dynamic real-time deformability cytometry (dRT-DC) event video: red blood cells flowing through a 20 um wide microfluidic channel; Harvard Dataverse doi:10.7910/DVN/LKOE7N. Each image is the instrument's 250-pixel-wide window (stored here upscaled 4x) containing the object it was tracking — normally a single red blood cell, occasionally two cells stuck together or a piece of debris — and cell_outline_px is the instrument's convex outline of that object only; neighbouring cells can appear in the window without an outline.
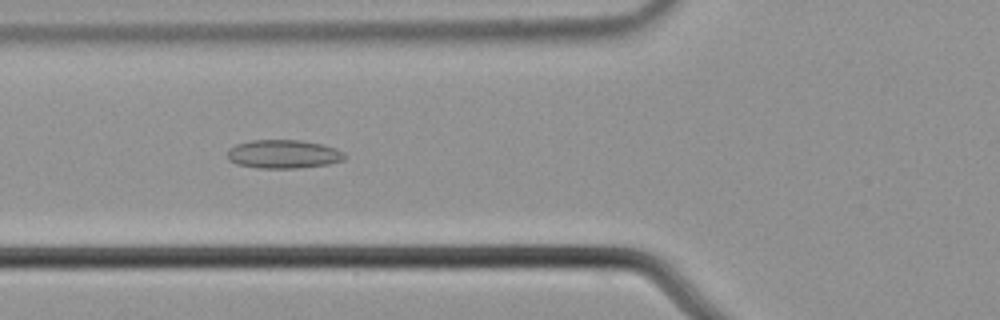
{"species": "common noctule bat (a hibernating species)", "species_latin": "Nyctalus noctula", "temperature_condition": "cold", "stored_images_in_passage": 55, "camera_frame_rate_fps": 3000, "um_per_image_px": 0.085, "animal": {"sex": "male", "body_mass_g": 21.5, "forearm_length_mm": 52.0}, "frame": {"image": 1, "passage_image": 20, "time_ms": 6.333, "image_size_px": [1000, 320], "cell_outline_px": [[348, 156], [344, 160], [328, 164], [296, 168], [256, 168], [236, 164], [228, 160], [228, 148], [236, 144], [252, 140], [300, 140], [324, 144], [336, 148], [344, 152]], "centroid_in_image_um": [24.11, 13.1], "position_along_channel_um": 101.7, "area_um2": 19.77}}
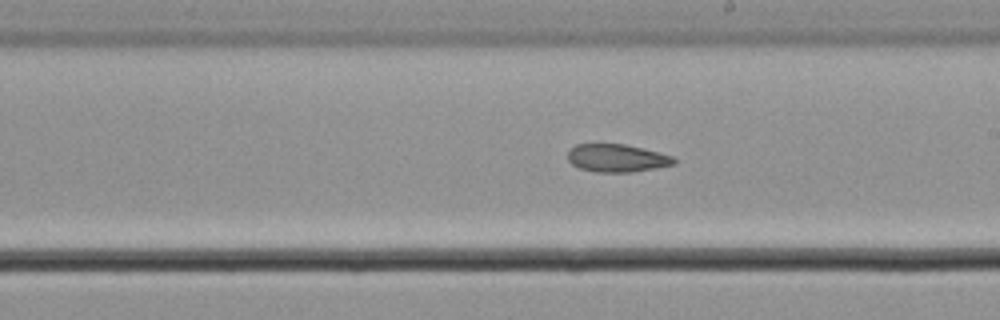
{"frame": {"image": 2, "passage_image": 31, "time_ms": 10.0, "image_size_px": [1000, 320], "cell_outline_px": [[676, 164], [656, 168], [632, 172], [596, 172], [580, 168], [572, 164], [568, 160], [568, 152], [576, 144], [624, 144], [672, 156], [676, 160]], "centroid_in_image_um": [52.43, 13.45], "position_along_channel_um": 236.6, "area_um2": 17.05}}
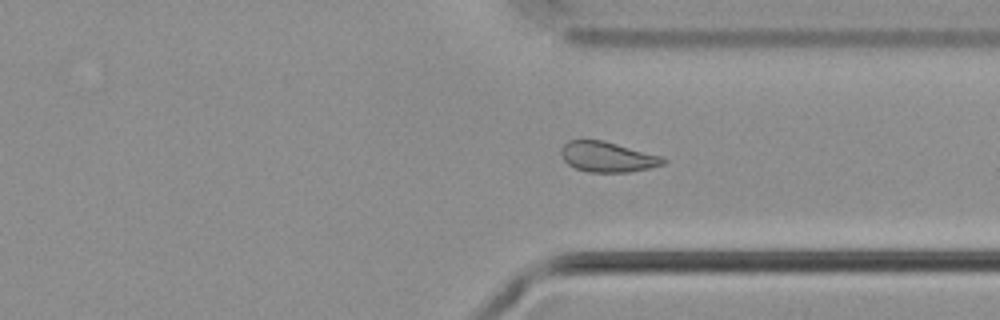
{"frame": {"image": 3, "passage_image": 41, "time_ms": 13.333, "image_size_px": [1000, 320], "cell_outline_px": [[668, 160], [664, 164], [648, 168], [628, 172], [588, 172], [576, 168], [568, 164], [564, 160], [560, 152], [564, 144], [568, 140], [604, 140], [660, 156]], "centroid_in_image_um": [51.62, 13.33], "position_along_channel_um": 359.8, "area_um2": 17.86}, "authors_computed_cell_mechanics": {"area_um2": 19.5364, "velocity_mm_per_s": 3.6774, "shape_relaxation_time_tau1_ms": null, "shape_relaxation_time_tau2_ms": 10.4216, "deformation_change_tau1": null, "deformation_change_tau2": 0.142}}